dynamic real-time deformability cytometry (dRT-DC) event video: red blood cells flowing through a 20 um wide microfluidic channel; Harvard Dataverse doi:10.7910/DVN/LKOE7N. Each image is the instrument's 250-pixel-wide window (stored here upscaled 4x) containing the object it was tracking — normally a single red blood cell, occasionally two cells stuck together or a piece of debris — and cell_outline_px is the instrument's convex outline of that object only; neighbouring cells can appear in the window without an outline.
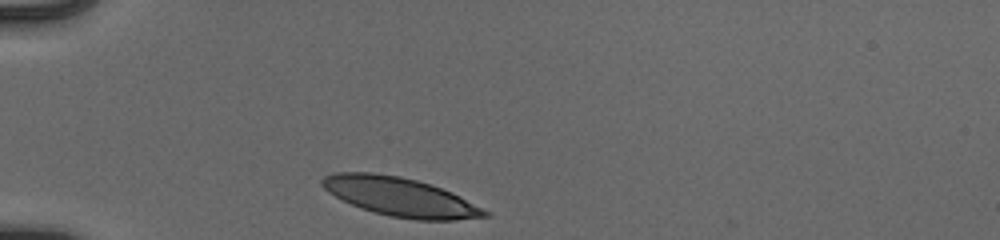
{"species": "human", "species_latin": "Homo sapiens", "temperature_condition": "cold", "stored_images_in_passage": 31, "camera_frame_rate_fps": 3000, "um_per_image_px": 0.085, "donor": {"sex": "male"}, "frame": {"image": 1, "passage_image": 1, "time_ms": 0.0, "image_size_px": [1000, 240], "cell_outline_px": [[492, 216], [456, 220], [416, 220], [388, 216], [360, 208], [328, 192], [320, 184], [320, 180], [324, 176], [332, 172], [372, 172], [400, 176], [416, 180], [452, 192], [460, 196], [488, 212]], "centroid_in_image_um": [33.98, 16.73], "position_along_channel_um": 51.0, "area_um2": 36.65}}
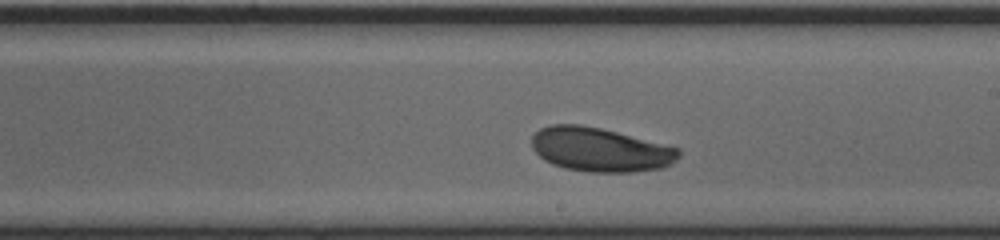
{"frame": {"image": 2, "passage_image": 18, "time_ms": 5.667, "image_size_px": [1000, 240], "cell_outline_px": [[680, 156], [672, 164], [660, 168], [636, 172], [588, 172], [564, 168], [552, 164], [544, 160], [532, 148], [532, 136], [540, 128], [552, 124], [580, 124], [600, 128], [680, 148]], "centroid_in_image_um": [51.01, 12.72], "position_along_channel_um": 238.0, "area_um2": 37.74}}
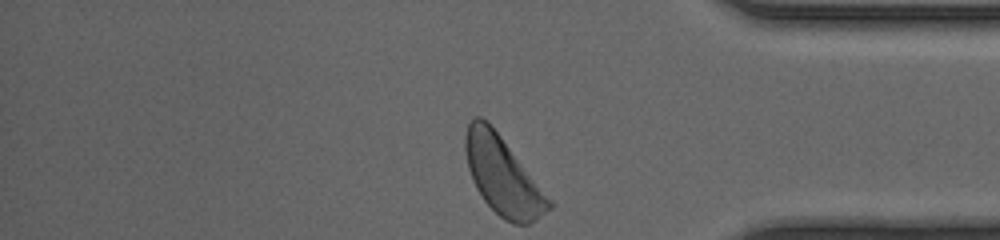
{"frame": {"image": 3, "passage_image": 31, "time_ms": 10.0, "image_size_px": [1000, 240], "cell_outline_px": [[552, 208], [536, 220], [528, 224], [512, 224], [504, 220], [484, 200], [476, 188], [472, 180], [468, 168], [464, 148], [464, 136], [468, 124], [472, 116], [480, 116], [500, 136], [552, 200]], "centroid_in_image_um": [42.72, 14.97], "position_along_channel_um": 392.5, "area_um2": 37.51}, "authors_computed_cell_mechanics": {"area_um2": 37.57, "velocity_mm_per_s": 3.8409, "shape_relaxation_time_tau1_ms": 4.4548, "shape_relaxation_time_tau2_ms": null, "deformation_change_tau1": 0.1717, "deformation_change_tau2": null}}